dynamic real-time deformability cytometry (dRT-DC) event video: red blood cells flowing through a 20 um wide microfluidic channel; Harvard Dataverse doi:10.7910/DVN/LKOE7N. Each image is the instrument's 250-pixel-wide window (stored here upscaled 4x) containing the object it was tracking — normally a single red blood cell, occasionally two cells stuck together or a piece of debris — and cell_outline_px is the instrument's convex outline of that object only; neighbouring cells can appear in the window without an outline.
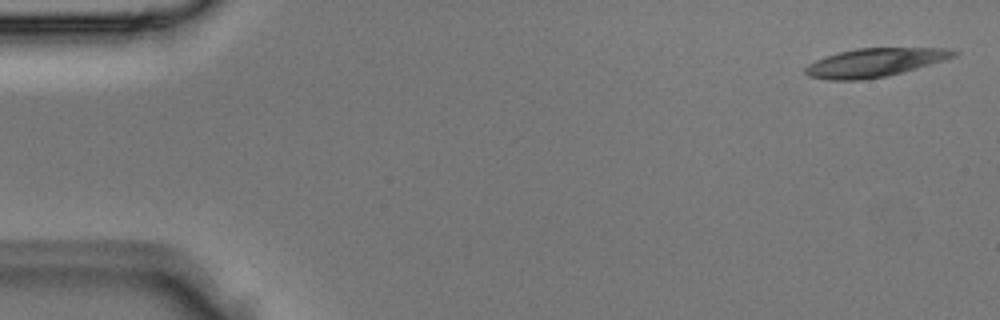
{"species": "Egyptian fruit bat (a non-hibernating species)", "species_latin": "Rousettus aegyptiacus", "temperature_condition": "room temperature", "stored_images_in_passage": 5, "camera_frame_rate_fps": 3000, "um_per_image_px": 0.085, "animal": {"sex": "male"}, "frame": {"image": 1, "passage_image": 1, "time_ms": 0.0, "image_size_px": [1000, 320], "cell_outline_px": [[960, 52], [956, 56], [944, 60], [888, 76], [860, 80], [828, 80], [808, 76], [804, 72], [804, 68], [808, 64], [824, 56], [856, 48], [944, 48]], "centroid_in_image_um": [74.32, 5.32], "position_along_channel_um": 10.7, "area_um2": 24.62}}
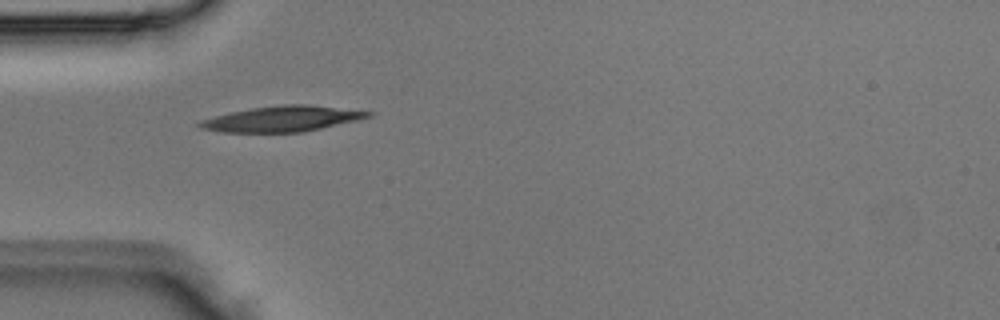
{"frame": {"image": 2, "passage_image": 4, "time_ms": 1.0, "image_size_px": [1000, 320], "cell_outline_px": [[376, 112], [372, 116], [356, 120], [304, 132], [220, 132], [200, 128], [196, 124], [200, 120], [232, 112], [252, 108], [284, 104], [308, 104]], "centroid_in_image_um": [24.0, 10.1], "position_along_channel_um": 61.0, "area_um2": 24.97}}
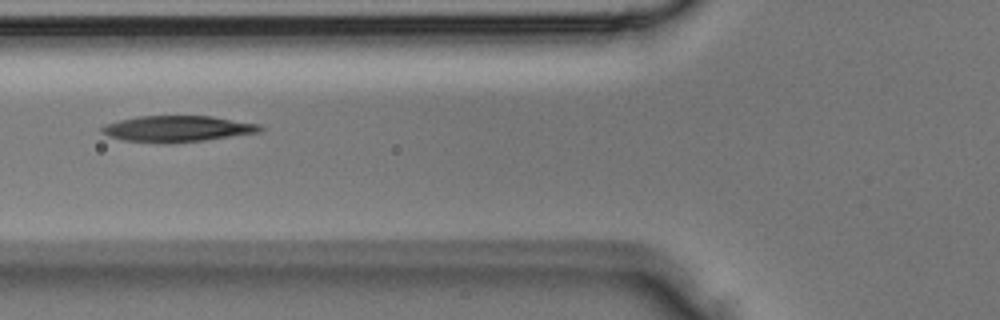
{"frame": {"image": 3, "passage_image": 5, "time_ms": 1.333, "image_size_px": [1000, 320], "cell_outline_px": [[264, 128], [260, 132], [204, 140], [160, 144], [124, 140], [108, 136], [100, 132], [100, 128], [104, 124], [120, 120], [140, 116], [212, 116], [260, 124]], "centroid_in_image_um": [15.05, 10.95], "position_along_channel_um": 110.7, "area_um2": 24.16}}